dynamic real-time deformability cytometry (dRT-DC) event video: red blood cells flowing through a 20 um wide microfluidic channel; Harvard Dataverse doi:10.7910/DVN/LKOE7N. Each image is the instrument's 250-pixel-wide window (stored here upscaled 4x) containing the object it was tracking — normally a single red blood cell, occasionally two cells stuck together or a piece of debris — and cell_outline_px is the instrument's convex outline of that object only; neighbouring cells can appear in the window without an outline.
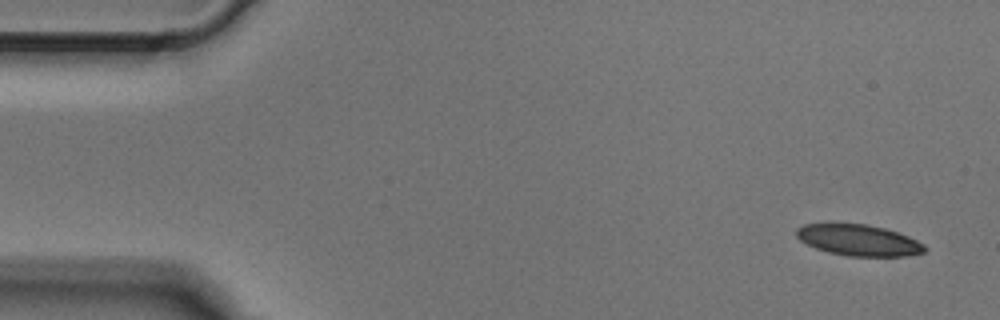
{"species": "Egyptian fruit bat (a non-hibernating species)", "species_latin": "Rousettus aegyptiacus", "temperature_condition": "cold", "stored_images_in_passage": 4, "camera_frame_rate_fps": 3000, "um_per_image_px": 0.085, "animal": {"sex": "male"}, "frame": {"image": 1, "passage_image": 1, "time_ms": 0.0, "image_size_px": [1000, 320], "cell_outline_px": [[928, 248], [924, 252], [908, 256], [848, 256], [828, 252], [816, 248], [800, 240], [796, 236], [796, 228], [804, 224], [824, 220], [828, 220], [868, 224], [884, 228], [908, 236], [924, 244]], "centroid_in_image_um": [72.91, 20.36], "position_along_channel_um": 12.1, "area_um2": 24.16}}
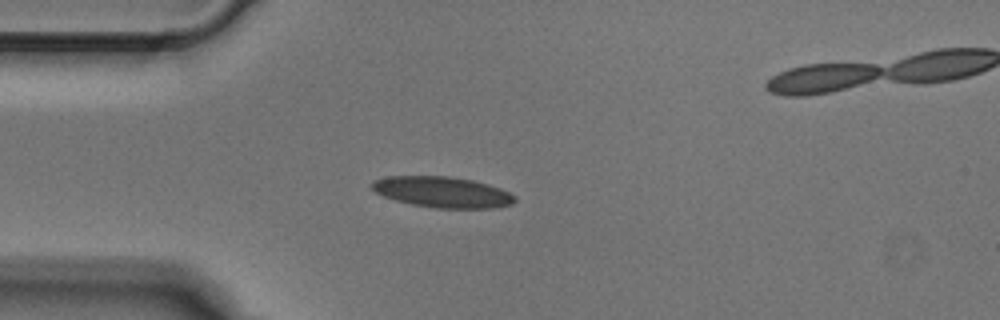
{"frame": {"image": 2, "passage_image": 3, "time_ms": 0.667, "image_size_px": [1000, 320], "cell_outline_px": [[516, 200], [512, 204], [496, 208], [436, 208], [412, 204], [396, 200], [384, 196], [376, 192], [368, 184], [376, 180], [388, 176], [448, 176], [472, 180], [488, 184], [500, 188], [516, 196]], "centroid_in_image_um": [37.62, 16.33], "position_along_channel_um": 47.4, "area_um2": 25.66}}